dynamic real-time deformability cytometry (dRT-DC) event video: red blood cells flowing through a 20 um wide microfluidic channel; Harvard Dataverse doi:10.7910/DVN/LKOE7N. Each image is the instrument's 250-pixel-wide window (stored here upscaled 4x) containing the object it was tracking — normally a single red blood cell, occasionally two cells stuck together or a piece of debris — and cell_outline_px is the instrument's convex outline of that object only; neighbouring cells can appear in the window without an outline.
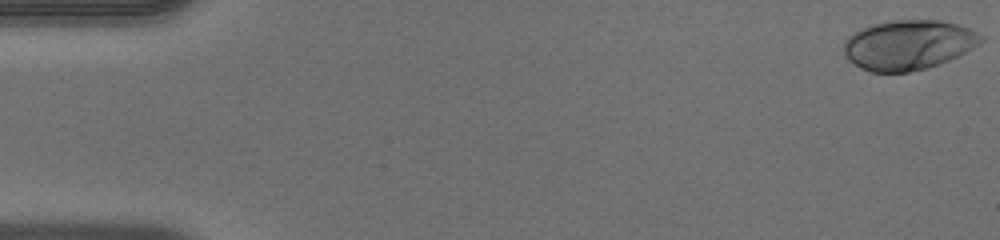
{"species": "human", "species_latin": "Homo sapiens", "temperature_condition": "warm", "stored_images_in_passage": 47, "camera_frame_rate_fps": 3000, "um_per_image_px": 0.085, "donor": {"sex": "male"}, "frame": {"image": 1, "passage_image": 1, "time_ms": 0.0, "image_size_px": [1000, 240], "cell_outline_px": [[984, 40], [980, 44], [960, 56], [940, 64], [928, 68], [908, 72], [872, 72], [860, 68], [848, 60], [844, 56], [844, 40], [848, 36], [860, 28], [872, 24], [892, 20], [936, 20], [956, 24], [968, 28], [984, 36]], "centroid_in_image_um": [77.21, 3.82], "position_along_channel_um": 7.8, "area_um2": 40.17}}
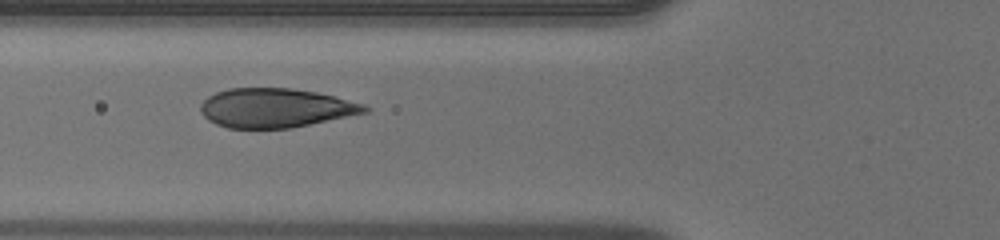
{"frame": {"image": 2, "passage_image": 18, "time_ms": 5.667, "image_size_px": [1000, 240], "cell_outline_px": [[372, 108], [368, 112], [292, 128], [228, 128], [216, 124], [208, 120], [200, 112], [200, 104], [208, 96], [216, 92], [228, 88], [292, 88], [316, 92], [364, 104]], "centroid_in_image_um": [23.4, 9.17], "position_along_channel_um": 102.4, "area_um2": 37.51}}
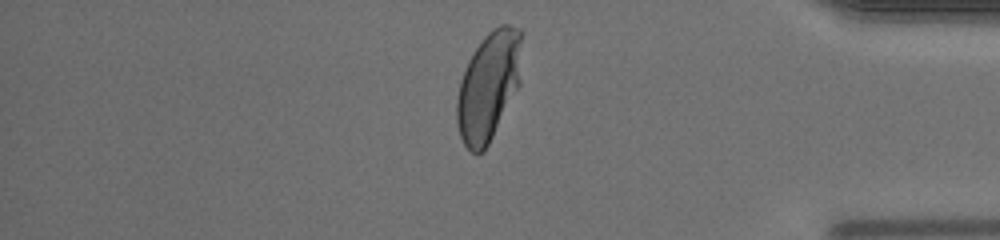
{"frame": {"image": 3, "passage_image": 40, "time_ms": 13.0, "image_size_px": [1000, 240], "cell_outline_px": [[524, 32], [520, 84], [484, 152], [472, 152], [464, 144], [460, 136], [456, 120], [456, 100], [460, 80], [464, 68], [468, 60], [484, 36], [492, 28], [500, 24], [508, 24], [520, 28]], "centroid_in_image_um": [41.56, 7.25], "position_along_channel_um": 393.6, "area_um2": 41.85}}